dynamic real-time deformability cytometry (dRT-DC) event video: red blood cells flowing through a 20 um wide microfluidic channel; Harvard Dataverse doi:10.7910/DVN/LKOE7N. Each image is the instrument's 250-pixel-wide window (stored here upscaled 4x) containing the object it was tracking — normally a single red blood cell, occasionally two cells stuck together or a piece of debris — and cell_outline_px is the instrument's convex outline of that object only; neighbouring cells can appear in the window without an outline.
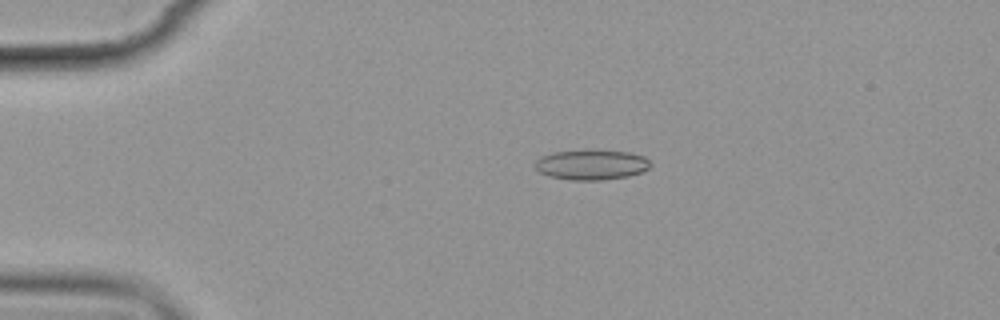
{"species": "common noctule bat (a hibernating species)", "species_latin": "Nyctalus noctula", "temperature_condition": "cold", "stored_images_in_passage": 8, "camera_frame_rate_fps": 3000, "um_per_image_px": 0.085, "animal": {"sex": "female", "body_mass_g": 19.9}, "frame": {"image": 1, "passage_image": 2, "time_ms": 1.333, "image_size_px": [1000, 320], "cell_outline_px": [[652, 164], [648, 168], [640, 172], [628, 176], [600, 180], [572, 180], [548, 176], [540, 172], [532, 164], [540, 156], [552, 152], [596, 148], [628, 152], [644, 156]], "centroid_in_image_um": [50.24, 13.97], "position_along_channel_um": 34.8, "area_um2": 20.75}}
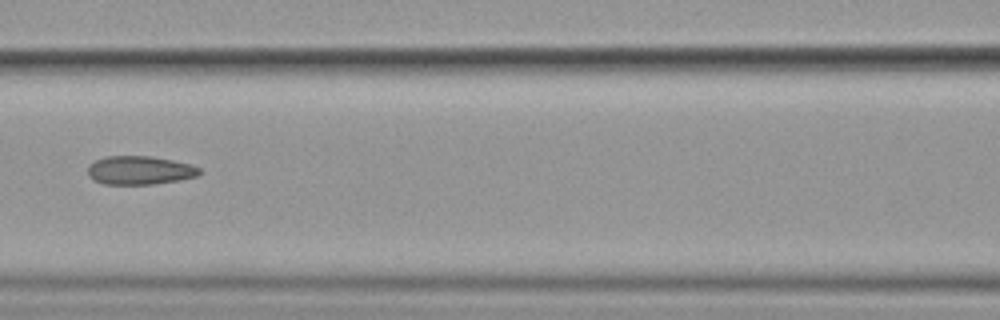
{"frame": {"image": 2, "passage_image": 6, "time_ms": 6.0, "image_size_px": [1000, 320], "cell_outline_px": [[200, 172], [196, 176], [180, 180], [152, 184], [104, 184], [92, 180], [88, 176], [88, 164], [96, 160], [108, 156], [148, 156], [172, 160], [188, 164], [200, 168]], "centroid_in_image_um": [11.83, 14.48], "position_along_channel_um": 154.8, "area_um2": 18.5}}
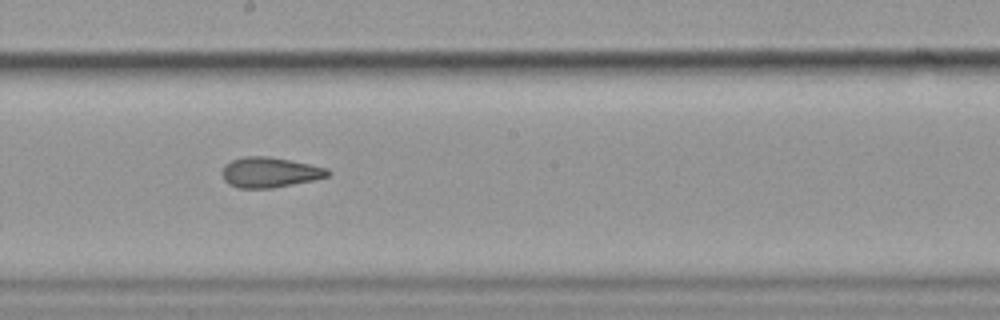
{"frame": {"image": 3, "passage_image": 8, "time_ms": 8.0, "image_size_px": [1000, 320], "cell_outline_px": [[332, 172], [328, 176], [312, 180], [272, 188], [236, 188], [228, 184], [224, 180], [224, 164], [232, 160], [244, 156], [268, 156], [328, 168]], "centroid_in_image_um": [22.92, 14.65], "position_along_channel_um": 225.3, "area_um2": 18.44}}